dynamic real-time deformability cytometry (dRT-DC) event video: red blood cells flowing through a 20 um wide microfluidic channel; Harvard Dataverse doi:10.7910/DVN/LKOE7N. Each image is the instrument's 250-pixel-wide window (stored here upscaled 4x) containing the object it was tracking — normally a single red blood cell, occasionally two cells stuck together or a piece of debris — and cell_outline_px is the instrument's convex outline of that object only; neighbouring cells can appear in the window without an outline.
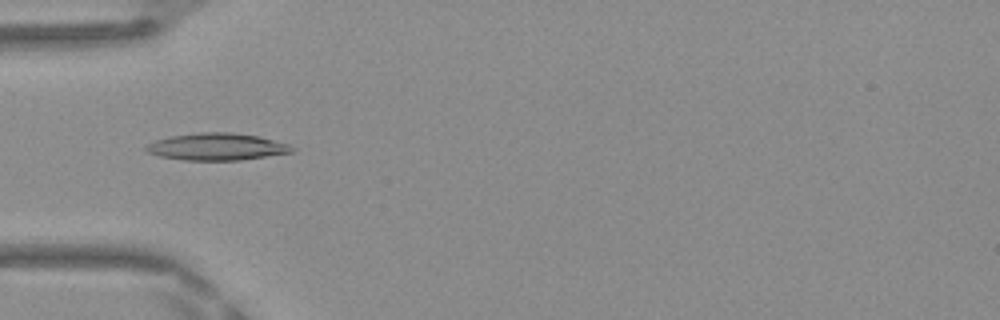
{"species": "Egyptian fruit bat (a non-hibernating species)", "species_latin": "Rousettus aegyptiacus", "temperature_condition": "warm", "stored_images_in_passage": 38, "camera_frame_rate_fps": 3000, "um_per_image_px": 0.085, "frame": {"image": 1, "passage_image": 5, "time_ms": 1.333, "image_size_px": [1000, 320], "cell_outline_px": [[296, 148], [292, 152], [240, 160], [184, 160], [160, 156], [144, 152], [144, 148], [148, 144], [156, 140], [172, 136], [200, 132], [232, 132], [260, 136], [288, 144]], "centroid_in_image_um": [18.42, 12.47], "position_along_channel_um": 66.6, "area_um2": 23.0}}
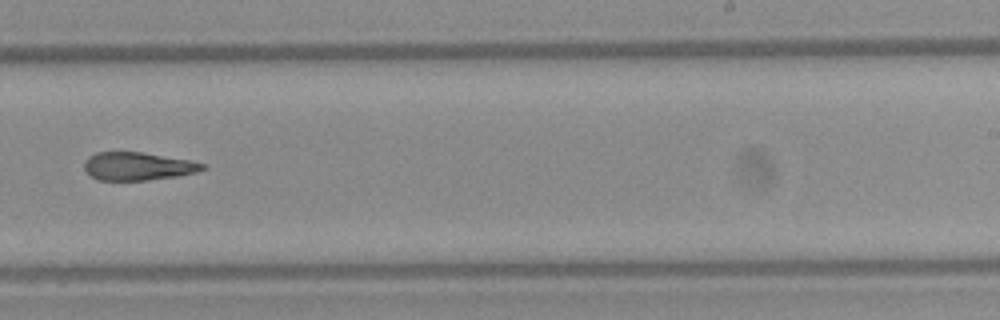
{"frame": {"image": 2, "passage_image": 20, "time_ms": 6.333, "image_size_px": [1000, 320], "cell_outline_px": [[208, 168], [196, 172], [176, 176], [148, 180], [96, 180], [88, 176], [84, 168], [84, 160], [88, 156], [96, 152], [140, 152], [192, 160], [204, 164]], "centroid_in_image_um": [11.68, 14.13], "position_along_channel_um": 277.3, "area_um2": 19.54}}
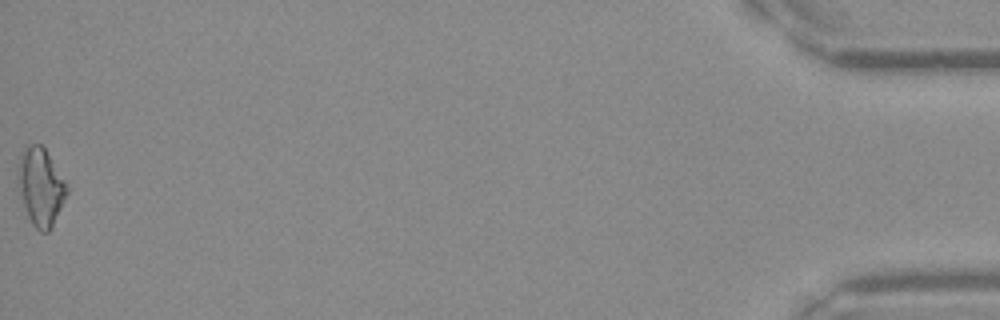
{"frame": {"image": 3, "passage_image": 38, "time_ms": 12.333, "image_size_px": [1000, 320], "cell_outline_px": [[68, 192], [48, 232], [40, 232], [32, 224], [28, 216], [16, 180], [16, 168], [20, 152], [24, 144], [40, 144], [44, 148], [68, 184]], "centroid_in_image_um": [3.42, 15.8], "position_along_channel_um": 431.8, "area_um2": 22.2}, "authors_computed_cell_mechanics": {"area_um2": 20.4323, "velocity_mm_per_s": 4.2066, "shape_relaxation_time_tau1_ms": 9.742, "shape_relaxation_time_tau2_ms": 4.2209, "deformation_change_tau1": 0.2495, "deformation_change_tau2": 0.1588}}